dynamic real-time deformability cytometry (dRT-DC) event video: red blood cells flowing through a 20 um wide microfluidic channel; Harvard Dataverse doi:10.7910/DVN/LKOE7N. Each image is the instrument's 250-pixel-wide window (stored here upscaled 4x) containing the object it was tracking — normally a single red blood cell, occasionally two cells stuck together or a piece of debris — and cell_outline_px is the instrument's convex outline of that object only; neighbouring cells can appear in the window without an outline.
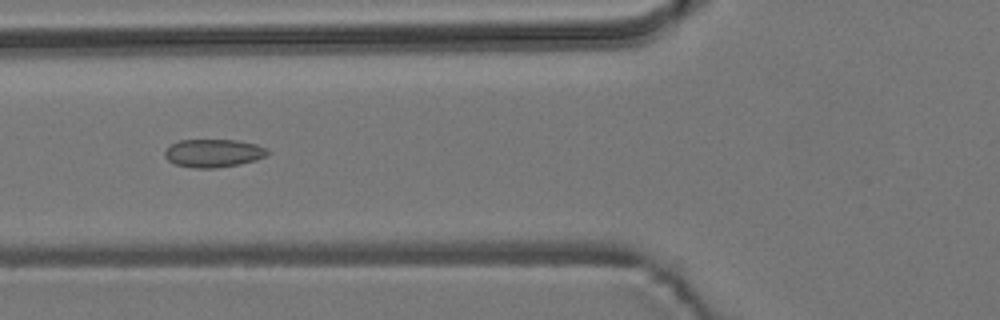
{"species": "common noctule bat (a hibernating species)", "species_latin": "Nyctalus noctula", "temperature_condition": "room temperature", "stored_images_in_passage": 6, "camera_frame_rate_fps": 3000, "um_per_image_px": 0.085, "animal": {"sex": "male", "body_mass_g": 19.2, "forearm_length_mm": 51.8}, "frame": {"image": 1, "passage_image": 4, "time_ms": 3.333, "image_size_px": [1000, 320], "cell_outline_px": [[272, 152], [256, 160], [240, 164], [216, 168], [196, 168], [176, 164], [168, 160], [164, 156], [164, 152], [172, 144], [180, 140], [236, 140], [256, 144], [268, 148]], "centroid_in_image_um": [18.18, 13.01], "position_along_channel_um": 107.6, "area_um2": 16.82}}
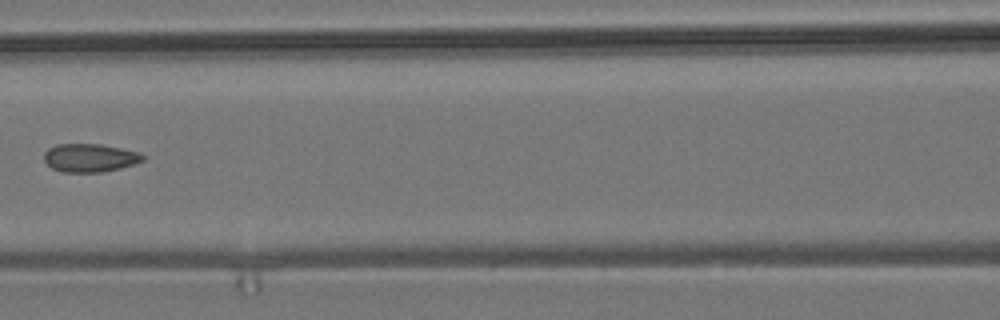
{"frame": {"image": 2, "passage_image": 5, "time_ms": 4.667, "image_size_px": [1000, 320], "cell_outline_px": [[144, 160], [120, 168], [100, 172], [64, 172], [52, 168], [44, 160], [44, 152], [48, 148], [56, 144], [100, 144], [140, 152], [144, 156]], "centroid_in_image_um": [7.62, 13.41], "position_along_channel_um": 159.0, "area_um2": 16.18}}
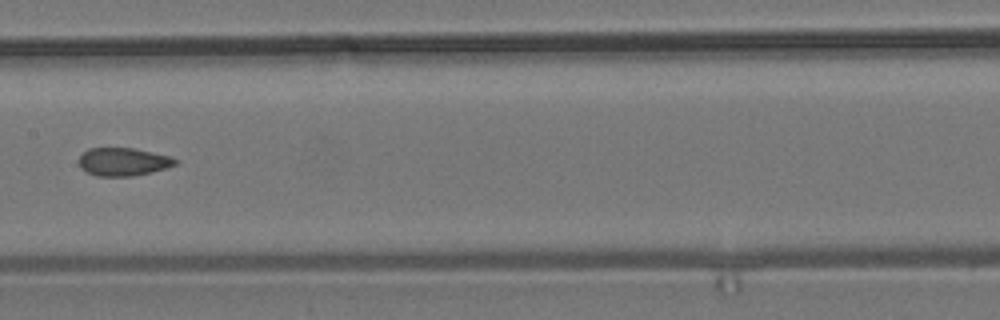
{"frame": {"image": 3, "passage_image": 6, "time_ms": 5.667, "image_size_px": [1000, 320], "cell_outline_px": [[176, 164], [164, 168], [132, 176], [96, 176], [80, 168], [80, 156], [88, 148], [132, 148], [168, 156], [176, 160]], "centroid_in_image_um": [10.41, 13.75], "position_along_channel_um": 197.0, "area_um2": 15.32}}